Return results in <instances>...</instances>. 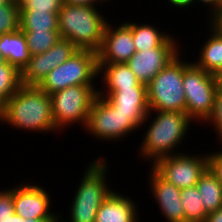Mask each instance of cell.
<instances>
[{"label":"cell","mask_w":222,"mask_h":222,"mask_svg":"<svg viewBox=\"0 0 222 222\" xmlns=\"http://www.w3.org/2000/svg\"><path fill=\"white\" fill-rule=\"evenodd\" d=\"M2 122L24 131L58 132L50 95L38 86L22 85L1 108Z\"/></svg>","instance_id":"6da1fadb"},{"label":"cell","mask_w":222,"mask_h":222,"mask_svg":"<svg viewBox=\"0 0 222 222\" xmlns=\"http://www.w3.org/2000/svg\"><path fill=\"white\" fill-rule=\"evenodd\" d=\"M155 118L148 125L139 153L152 164L159 158L177 154L193 121L185 112L153 111ZM151 159V160H149Z\"/></svg>","instance_id":"7a4b0ae2"},{"label":"cell","mask_w":222,"mask_h":222,"mask_svg":"<svg viewBox=\"0 0 222 222\" xmlns=\"http://www.w3.org/2000/svg\"><path fill=\"white\" fill-rule=\"evenodd\" d=\"M99 8L63 4L58 13L61 39L69 40L78 49L98 51L102 44L107 20Z\"/></svg>","instance_id":"3957f363"},{"label":"cell","mask_w":222,"mask_h":222,"mask_svg":"<svg viewBox=\"0 0 222 222\" xmlns=\"http://www.w3.org/2000/svg\"><path fill=\"white\" fill-rule=\"evenodd\" d=\"M90 163L70 202L69 222H95L99 207L112 192L106 180L109 173L106 160L98 158Z\"/></svg>","instance_id":"277c9868"},{"label":"cell","mask_w":222,"mask_h":222,"mask_svg":"<svg viewBox=\"0 0 222 222\" xmlns=\"http://www.w3.org/2000/svg\"><path fill=\"white\" fill-rule=\"evenodd\" d=\"M148 114H123L118 112L104 97L97 96L92 103L85 129L97 139L115 141L139 130L149 118Z\"/></svg>","instance_id":"5b68a950"},{"label":"cell","mask_w":222,"mask_h":222,"mask_svg":"<svg viewBox=\"0 0 222 222\" xmlns=\"http://www.w3.org/2000/svg\"><path fill=\"white\" fill-rule=\"evenodd\" d=\"M178 54L147 85L150 111L185 112L186 97L183 89L184 69L190 63Z\"/></svg>","instance_id":"8992f818"},{"label":"cell","mask_w":222,"mask_h":222,"mask_svg":"<svg viewBox=\"0 0 222 222\" xmlns=\"http://www.w3.org/2000/svg\"><path fill=\"white\" fill-rule=\"evenodd\" d=\"M96 77L98 78L97 52L78 49L63 64L52 69L38 87L51 95L70 86L95 85Z\"/></svg>","instance_id":"52a82bcc"},{"label":"cell","mask_w":222,"mask_h":222,"mask_svg":"<svg viewBox=\"0 0 222 222\" xmlns=\"http://www.w3.org/2000/svg\"><path fill=\"white\" fill-rule=\"evenodd\" d=\"M183 89L186 97L185 113L194 122H205L214 110L218 91L215 74L190 62L184 69Z\"/></svg>","instance_id":"ba28073f"},{"label":"cell","mask_w":222,"mask_h":222,"mask_svg":"<svg viewBox=\"0 0 222 222\" xmlns=\"http://www.w3.org/2000/svg\"><path fill=\"white\" fill-rule=\"evenodd\" d=\"M96 85H76L50 95L52 117L57 130L76 123L85 127L90 108L98 96Z\"/></svg>","instance_id":"9c48e42d"},{"label":"cell","mask_w":222,"mask_h":222,"mask_svg":"<svg viewBox=\"0 0 222 222\" xmlns=\"http://www.w3.org/2000/svg\"><path fill=\"white\" fill-rule=\"evenodd\" d=\"M152 168L165 180L179 189L195 186L208 168V153L191 155L177 153L165 156L151 164Z\"/></svg>","instance_id":"30bf717a"},{"label":"cell","mask_w":222,"mask_h":222,"mask_svg":"<svg viewBox=\"0 0 222 222\" xmlns=\"http://www.w3.org/2000/svg\"><path fill=\"white\" fill-rule=\"evenodd\" d=\"M51 198L49 192L38 184L17 185L13 187L14 213L23 218L59 219L61 216L51 212Z\"/></svg>","instance_id":"8fae6325"},{"label":"cell","mask_w":222,"mask_h":222,"mask_svg":"<svg viewBox=\"0 0 222 222\" xmlns=\"http://www.w3.org/2000/svg\"><path fill=\"white\" fill-rule=\"evenodd\" d=\"M135 52L132 30L124 22L116 27L108 20L97 51L98 64L127 63Z\"/></svg>","instance_id":"7c38bea8"},{"label":"cell","mask_w":222,"mask_h":222,"mask_svg":"<svg viewBox=\"0 0 222 222\" xmlns=\"http://www.w3.org/2000/svg\"><path fill=\"white\" fill-rule=\"evenodd\" d=\"M179 46H158L135 52L127 64L138 80L148 85L179 53Z\"/></svg>","instance_id":"4fadbf2b"},{"label":"cell","mask_w":222,"mask_h":222,"mask_svg":"<svg viewBox=\"0 0 222 222\" xmlns=\"http://www.w3.org/2000/svg\"><path fill=\"white\" fill-rule=\"evenodd\" d=\"M149 172V191L163 217L167 222H185L184 208L180 201L181 189L163 179L152 167Z\"/></svg>","instance_id":"5bb4252c"},{"label":"cell","mask_w":222,"mask_h":222,"mask_svg":"<svg viewBox=\"0 0 222 222\" xmlns=\"http://www.w3.org/2000/svg\"><path fill=\"white\" fill-rule=\"evenodd\" d=\"M100 90L102 88H98V95L104 97L120 113L148 114L150 112L147 87Z\"/></svg>","instance_id":"9a60e30c"},{"label":"cell","mask_w":222,"mask_h":222,"mask_svg":"<svg viewBox=\"0 0 222 222\" xmlns=\"http://www.w3.org/2000/svg\"><path fill=\"white\" fill-rule=\"evenodd\" d=\"M137 208L131 198L112 190L99 207L95 222H140Z\"/></svg>","instance_id":"2e32d148"},{"label":"cell","mask_w":222,"mask_h":222,"mask_svg":"<svg viewBox=\"0 0 222 222\" xmlns=\"http://www.w3.org/2000/svg\"><path fill=\"white\" fill-rule=\"evenodd\" d=\"M124 23L132 30V39L136 52L157 48L158 46L179 45L171 34H168L166 31L161 32L160 28H156L153 24L145 23L140 25L134 21Z\"/></svg>","instance_id":"e0dca14e"},{"label":"cell","mask_w":222,"mask_h":222,"mask_svg":"<svg viewBox=\"0 0 222 222\" xmlns=\"http://www.w3.org/2000/svg\"><path fill=\"white\" fill-rule=\"evenodd\" d=\"M0 51L4 59L20 72L31 58L26 37L21 29L0 35Z\"/></svg>","instance_id":"ac0fdd59"},{"label":"cell","mask_w":222,"mask_h":222,"mask_svg":"<svg viewBox=\"0 0 222 222\" xmlns=\"http://www.w3.org/2000/svg\"><path fill=\"white\" fill-rule=\"evenodd\" d=\"M210 34L200 50L199 61H193L203 70L216 74L222 69V29L214 22H208Z\"/></svg>","instance_id":"d6986e66"},{"label":"cell","mask_w":222,"mask_h":222,"mask_svg":"<svg viewBox=\"0 0 222 222\" xmlns=\"http://www.w3.org/2000/svg\"><path fill=\"white\" fill-rule=\"evenodd\" d=\"M100 76V81L105 86L104 90L147 87L138 80L127 63L98 64V77Z\"/></svg>","instance_id":"ffe728a7"},{"label":"cell","mask_w":222,"mask_h":222,"mask_svg":"<svg viewBox=\"0 0 222 222\" xmlns=\"http://www.w3.org/2000/svg\"><path fill=\"white\" fill-rule=\"evenodd\" d=\"M196 187L201 193L202 204L207 214L222 207V185L209 168L200 176Z\"/></svg>","instance_id":"44dd1931"},{"label":"cell","mask_w":222,"mask_h":222,"mask_svg":"<svg viewBox=\"0 0 222 222\" xmlns=\"http://www.w3.org/2000/svg\"><path fill=\"white\" fill-rule=\"evenodd\" d=\"M58 13L50 11H20L22 31H58Z\"/></svg>","instance_id":"7402d4cb"},{"label":"cell","mask_w":222,"mask_h":222,"mask_svg":"<svg viewBox=\"0 0 222 222\" xmlns=\"http://www.w3.org/2000/svg\"><path fill=\"white\" fill-rule=\"evenodd\" d=\"M51 70L48 51L39 55H31L30 61L21 71V84L23 86H38Z\"/></svg>","instance_id":"603a6c76"},{"label":"cell","mask_w":222,"mask_h":222,"mask_svg":"<svg viewBox=\"0 0 222 222\" xmlns=\"http://www.w3.org/2000/svg\"><path fill=\"white\" fill-rule=\"evenodd\" d=\"M180 201L184 208L185 222H204L208 215L204 209L201 193L195 186L181 189Z\"/></svg>","instance_id":"cb8c5ba5"},{"label":"cell","mask_w":222,"mask_h":222,"mask_svg":"<svg viewBox=\"0 0 222 222\" xmlns=\"http://www.w3.org/2000/svg\"><path fill=\"white\" fill-rule=\"evenodd\" d=\"M21 86V72L7 61L0 63V108Z\"/></svg>","instance_id":"d4e9b609"},{"label":"cell","mask_w":222,"mask_h":222,"mask_svg":"<svg viewBox=\"0 0 222 222\" xmlns=\"http://www.w3.org/2000/svg\"><path fill=\"white\" fill-rule=\"evenodd\" d=\"M31 55L48 51L60 39L59 31H23Z\"/></svg>","instance_id":"484cf974"},{"label":"cell","mask_w":222,"mask_h":222,"mask_svg":"<svg viewBox=\"0 0 222 222\" xmlns=\"http://www.w3.org/2000/svg\"><path fill=\"white\" fill-rule=\"evenodd\" d=\"M0 222H59V219L23 218L14 213L13 188L0 191Z\"/></svg>","instance_id":"4316f807"},{"label":"cell","mask_w":222,"mask_h":222,"mask_svg":"<svg viewBox=\"0 0 222 222\" xmlns=\"http://www.w3.org/2000/svg\"><path fill=\"white\" fill-rule=\"evenodd\" d=\"M20 29V6L15 3L0 4V35Z\"/></svg>","instance_id":"83f0119b"},{"label":"cell","mask_w":222,"mask_h":222,"mask_svg":"<svg viewBox=\"0 0 222 222\" xmlns=\"http://www.w3.org/2000/svg\"><path fill=\"white\" fill-rule=\"evenodd\" d=\"M78 48L69 40L60 39L48 52L50 54L52 69L60 66L74 54Z\"/></svg>","instance_id":"f1b7e54d"},{"label":"cell","mask_w":222,"mask_h":222,"mask_svg":"<svg viewBox=\"0 0 222 222\" xmlns=\"http://www.w3.org/2000/svg\"><path fill=\"white\" fill-rule=\"evenodd\" d=\"M62 5V0H25L22 5H20V11L59 12Z\"/></svg>","instance_id":"f546056e"},{"label":"cell","mask_w":222,"mask_h":222,"mask_svg":"<svg viewBox=\"0 0 222 222\" xmlns=\"http://www.w3.org/2000/svg\"><path fill=\"white\" fill-rule=\"evenodd\" d=\"M206 122L213 125L212 127H214V130L216 129L217 136L219 135L218 139L222 141V92L220 91L216 93L214 110Z\"/></svg>","instance_id":"4dcf8cb0"},{"label":"cell","mask_w":222,"mask_h":222,"mask_svg":"<svg viewBox=\"0 0 222 222\" xmlns=\"http://www.w3.org/2000/svg\"><path fill=\"white\" fill-rule=\"evenodd\" d=\"M208 168L222 185V151L208 153Z\"/></svg>","instance_id":"1f68e13d"},{"label":"cell","mask_w":222,"mask_h":222,"mask_svg":"<svg viewBox=\"0 0 222 222\" xmlns=\"http://www.w3.org/2000/svg\"><path fill=\"white\" fill-rule=\"evenodd\" d=\"M204 3L207 7H211L209 22H214L222 14V0H195V3Z\"/></svg>","instance_id":"d6a6232c"},{"label":"cell","mask_w":222,"mask_h":222,"mask_svg":"<svg viewBox=\"0 0 222 222\" xmlns=\"http://www.w3.org/2000/svg\"><path fill=\"white\" fill-rule=\"evenodd\" d=\"M104 1L108 2V0H62V3L66 5H83V6L98 7V4L100 2H101L100 5L102 3L104 4Z\"/></svg>","instance_id":"836d02e7"},{"label":"cell","mask_w":222,"mask_h":222,"mask_svg":"<svg viewBox=\"0 0 222 222\" xmlns=\"http://www.w3.org/2000/svg\"><path fill=\"white\" fill-rule=\"evenodd\" d=\"M204 222H222V207L215 212L209 213Z\"/></svg>","instance_id":"e575fe53"},{"label":"cell","mask_w":222,"mask_h":222,"mask_svg":"<svg viewBox=\"0 0 222 222\" xmlns=\"http://www.w3.org/2000/svg\"><path fill=\"white\" fill-rule=\"evenodd\" d=\"M169 4L174 6V8H187L192 5V3H195V0H167Z\"/></svg>","instance_id":"d590c367"},{"label":"cell","mask_w":222,"mask_h":222,"mask_svg":"<svg viewBox=\"0 0 222 222\" xmlns=\"http://www.w3.org/2000/svg\"><path fill=\"white\" fill-rule=\"evenodd\" d=\"M216 82L218 91L222 92V69H220L216 74Z\"/></svg>","instance_id":"8d00e7d4"},{"label":"cell","mask_w":222,"mask_h":222,"mask_svg":"<svg viewBox=\"0 0 222 222\" xmlns=\"http://www.w3.org/2000/svg\"><path fill=\"white\" fill-rule=\"evenodd\" d=\"M222 29V14L214 21Z\"/></svg>","instance_id":"74e56055"},{"label":"cell","mask_w":222,"mask_h":222,"mask_svg":"<svg viewBox=\"0 0 222 222\" xmlns=\"http://www.w3.org/2000/svg\"><path fill=\"white\" fill-rule=\"evenodd\" d=\"M13 3L15 4H18L19 6L22 5V3L25 1V0H12Z\"/></svg>","instance_id":"f35d334b"},{"label":"cell","mask_w":222,"mask_h":222,"mask_svg":"<svg viewBox=\"0 0 222 222\" xmlns=\"http://www.w3.org/2000/svg\"><path fill=\"white\" fill-rule=\"evenodd\" d=\"M12 0H0V4L12 3Z\"/></svg>","instance_id":"ab89813d"},{"label":"cell","mask_w":222,"mask_h":222,"mask_svg":"<svg viewBox=\"0 0 222 222\" xmlns=\"http://www.w3.org/2000/svg\"><path fill=\"white\" fill-rule=\"evenodd\" d=\"M5 61L6 60L4 59V57L2 56L1 51H0V63L5 62Z\"/></svg>","instance_id":"60d3db41"}]
</instances>
